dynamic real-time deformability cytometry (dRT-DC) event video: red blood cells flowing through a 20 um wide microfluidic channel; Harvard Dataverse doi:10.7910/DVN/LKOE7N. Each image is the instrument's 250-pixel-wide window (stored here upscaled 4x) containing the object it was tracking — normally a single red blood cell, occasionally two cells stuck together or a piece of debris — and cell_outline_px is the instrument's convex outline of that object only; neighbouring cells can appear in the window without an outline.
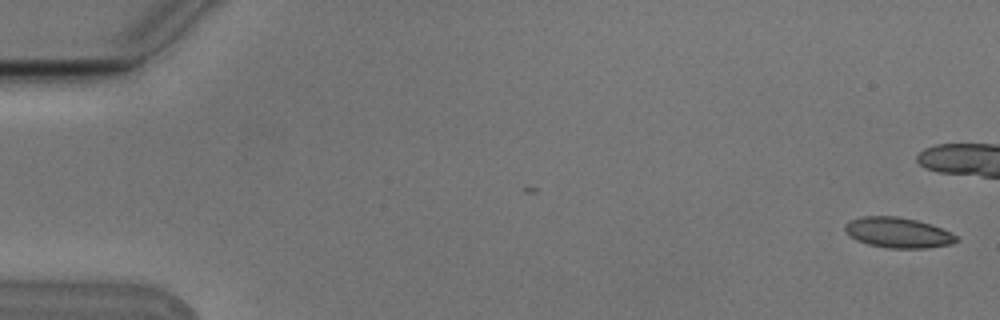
{"species": "Egyptian fruit bat (a non-hibernating species)", "species_latin": "Rousettus aegyptiacus", "temperature_condition": "cold", "stored_images_in_passage": 7, "camera_frame_rate_fps": 3000, "um_per_image_px": 0.085, "animal": {"sex": "male"}, "frame": {"image": 1, "passage_image": 1, "time_ms": 0.0, "image_size_px": [1000, 320], "cell_outline_px": [[960, 240], [948, 244], [928, 248], [888, 248], [868, 244], [856, 240], [848, 236], [844, 228], [844, 224], [860, 216], [900, 216], [932, 224], [956, 236]], "centroid_in_image_um": [76.28, 19.77], "position_along_channel_um": 8.7, "area_um2": 19.71}}